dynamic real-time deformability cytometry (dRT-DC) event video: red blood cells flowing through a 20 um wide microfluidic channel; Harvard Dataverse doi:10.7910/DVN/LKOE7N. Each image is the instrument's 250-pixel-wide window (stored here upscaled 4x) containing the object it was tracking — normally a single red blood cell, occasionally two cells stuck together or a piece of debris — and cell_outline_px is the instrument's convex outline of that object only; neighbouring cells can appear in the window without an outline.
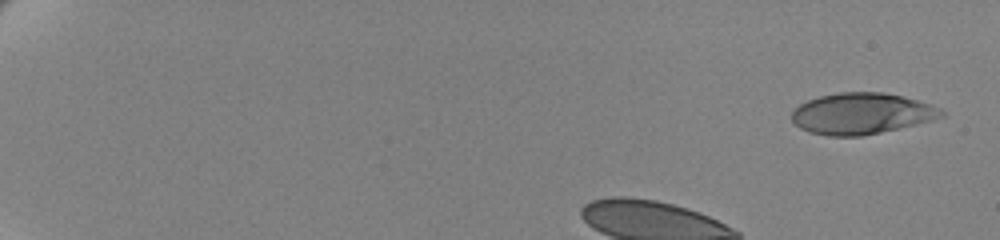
{"species": "human", "species_latin": "Homo sapiens", "temperature_condition": "cold", "stored_images_in_passage": 47, "camera_frame_rate_fps": 3000, "um_per_image_px": 0.085, "donor": {"sex": "female"}, "frame": {"image": 1, "passage_image": 1, "time_ms": 0.0, "image_size_px": [1000, 240], "cell_outline_px": [[948, 112], [944, 116], [932, 120], [916, 124], [880, 132], [860, 136], [828, 136], [808, 132], [800, 128], [792, 120], [792, 112], [800, 104], [808, 100], [820, 96], [840, 92], [884, 92], [916, 100], [940, 108]], "centroid_in_image_um": [73.23, 9.65], "position_along_channel_um": 11.8, "area_um2": 35.72}}
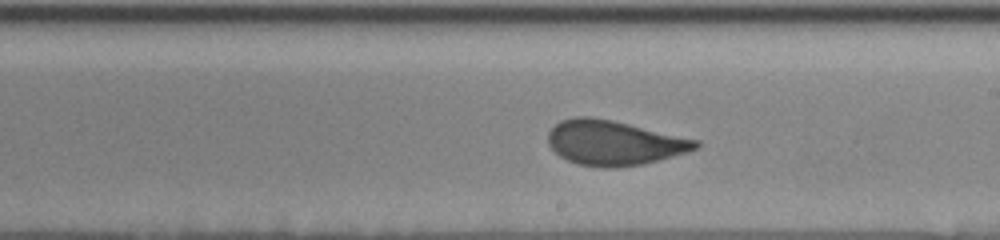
{"frame": {"image": 2, "passage_image": 29, "time_ms": 9.333, "image_size_px": [1000, 240], "cell_outline_px": [[700, 144], [696, 148], [672, 156], [644, 164], [616, 168], [600, 168], [580, 164], [568, 160], [560, 156], [548, 144], [548, 132], [560, 120], [572, 116], [588, 116], [612, 120], [700, 140]], "centroid_in_image_um": [52.16, 12.13], "position_along_channel_um": 236.8, "area_um2": 38.44}}
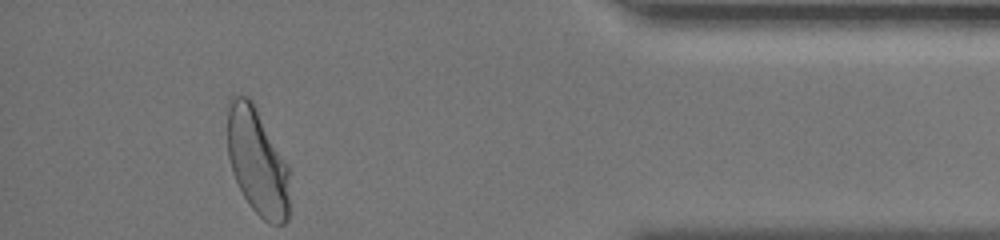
{"frame": {"image": 3, "passage_image": 47, "time_ms": 15.333, "image_size_px": [1000, 240], "cell_outline_px": [[288, 220], [284, 224], [268, 224], [248, 204], [232, 172], [228, 156], [228, 96], [248, 96], [252, 100], [288, 164]], "centroid_in_image_um": [21.86, 13.73], "position_along_channel_um": 413.3, "area_um2": 38.67}, "authors_computed_cell_mechanics": {"area_um2": 38.437, "velocity_mm_per_s": 3.447, "shape_relaxation_time_tau1_ms": 4.7447, "shape_relaxation_time_tau2_ms": null, "deformation_change_tau1": 0.1569, "deformation_change_tau2": null}}